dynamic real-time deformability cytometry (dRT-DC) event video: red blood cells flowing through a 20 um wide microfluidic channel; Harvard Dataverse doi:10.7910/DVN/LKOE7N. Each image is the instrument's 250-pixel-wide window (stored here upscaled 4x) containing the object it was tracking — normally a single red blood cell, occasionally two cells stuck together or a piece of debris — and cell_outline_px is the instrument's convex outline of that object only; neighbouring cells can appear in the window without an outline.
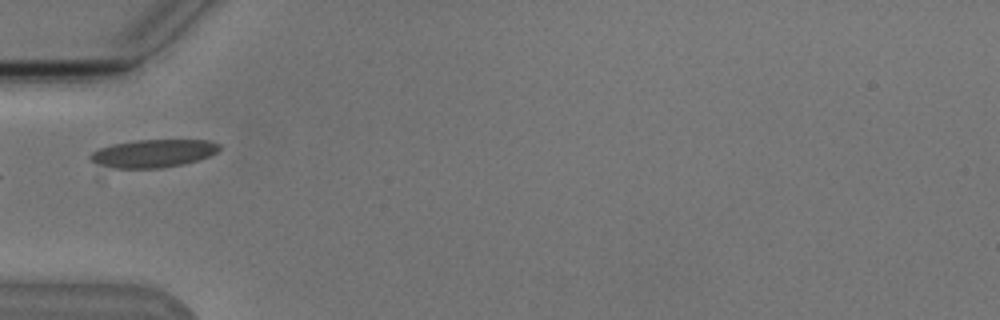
{"species": "Egyptian fruit bat (a non-hibernating species)", "species_latin": "Rousettus aegyptiacus", "temperature_condition": "cold", "stored_images_in_passage": 11, "camera_frame_rate_fps": 3000, "um_per_image_px": 0.085, "animal": {"sex": "male"}, "frame": {"image": 1, "passage_image": 1, "time_ms": 0.0, "image_size_px": [1000, 320], "cell_outline_px": [[220, 148], [216, 152], [208, 156], [184, 164], [160, 168], [104, 168], [96, 164], [88, 156], [92, 152], [100, 148], [112, 144], [136, 140], [212, 140], [220, 144]], "centroid_in_image_um": [12.99, 13.04], "position_along_channel_um": 72.0, "area_um2": 21.1}}